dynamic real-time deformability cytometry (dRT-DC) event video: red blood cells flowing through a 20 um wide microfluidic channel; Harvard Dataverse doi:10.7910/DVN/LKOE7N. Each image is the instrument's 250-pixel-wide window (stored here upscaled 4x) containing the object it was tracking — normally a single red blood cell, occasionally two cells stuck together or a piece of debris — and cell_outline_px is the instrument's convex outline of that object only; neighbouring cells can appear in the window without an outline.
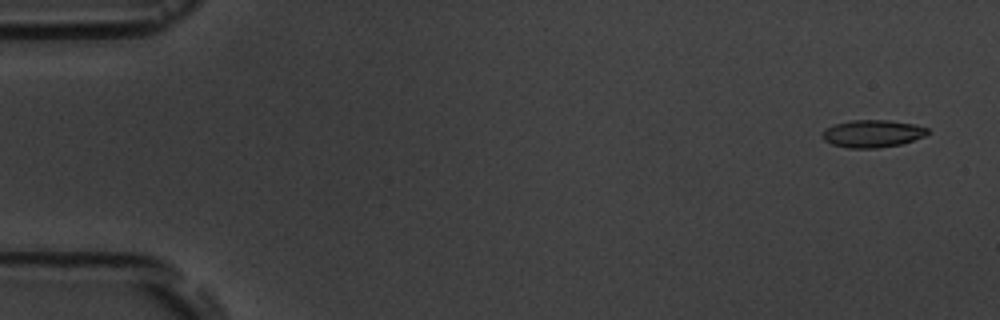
{"species": "common noctule bat (a hibernating species)", "species_latin": "Nyctalus noctula", "temperature_condition": "room temperature", "stored_images_in_passage": 5, "camera_frame_rate_fps": 3000, "um_per_image_px": 0.085, "animal": {"sex": "male", "body_mass_g": 19.5, "forearm_length_mm": 54.6}, "frame": {"image": 1, "passage_image": 1, "time_ms": 0.0, "image_size_px": [1000, 320], "cell_outline_px": [[928, 132], [924, 136], [900, 144], [876, 148], [848, 148], [832, 144], [824, 140], [820, 136], [824, 128], [836, 124], [852, 120], [888, 120], [916, 124], [928, 128]], "centroid_in_image_um": [74.12, 11.35], "position_along_channel_um": 10.9, "area_um2": 16.82}}
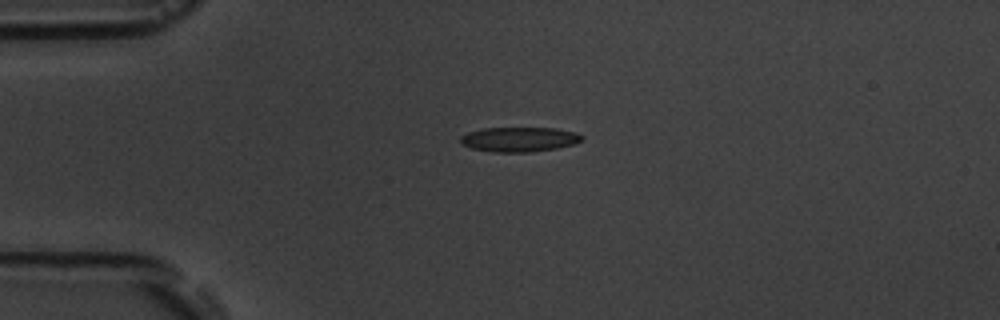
{"frame": {"image": 2, "passage_image": 4, "time_ms": 3.667, "image_size_px": [1000, 320], "cell_outline_px": [[584, 136], [580, 140], [572, 144], [556, 148], [528, 152], [492, 152], [472, 148], [464, 144], [460, 140], [460, 136], [468, 132], [484, 128], [556, 128], [576, 132]], "centroid_in_image_um": [44.13, 11.84], "position_along_channel_um": 40.9, "area_um2": 17.28}}